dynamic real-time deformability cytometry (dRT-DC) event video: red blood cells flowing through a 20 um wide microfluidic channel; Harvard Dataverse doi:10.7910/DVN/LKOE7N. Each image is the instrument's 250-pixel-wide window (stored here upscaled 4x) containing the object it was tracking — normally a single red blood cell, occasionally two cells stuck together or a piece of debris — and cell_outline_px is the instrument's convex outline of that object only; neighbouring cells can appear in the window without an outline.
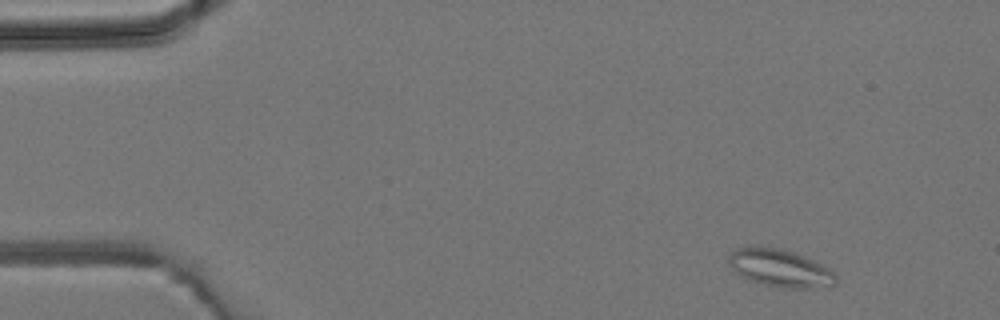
{"species": "common noctule bat (a hibernating species)", "species_latin": "Nyctalus noctula", "temperature_condition": "room temperature", "stored_images_in_passage": 6, "camera_frame_rate_fps": 3000, "um_per_image_px": 0.085, "animal": {"sex": "male", "body_mass_g": 19.2, "forearm_length_mm": 51.8}, "frame": {"image": 1, "passage_image": 1, "time_ms": 0.0, "image_size_px": [1000, 320], "cell_outline_px": [[836, 284], [812, 288], [784, 288], [748, 280], [740, 276], [728, 264], [728, 256], [736, 248], [748, 244], [756, 244], [780, 248], [804, 256], [828, 268], [836, 276]], "centroid_in_image_um": [66.22, 22.75], "position_along_channel_um": 18.8, "area_um2": 23.7}}
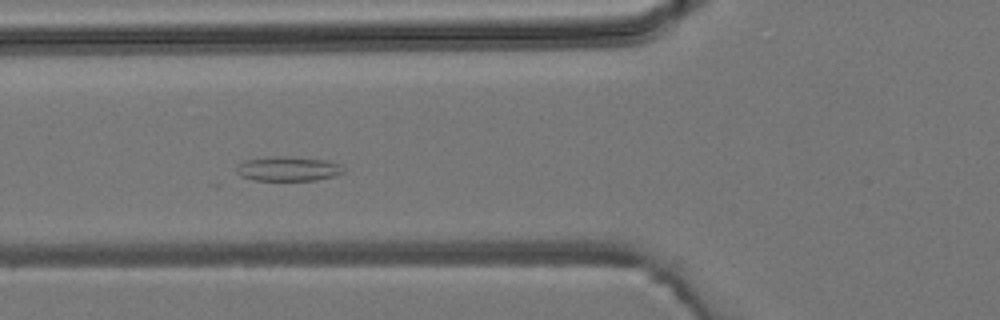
{"frame": {"image": 2, "passage_image": 4, "time_ms": 4.333, "image_size_px": [1000, 320], "cell_outline_px": [[344, 172], [332, 176], [316, 180], [256, 180], [240, 176], [236, 172], [236, 168], [244, 160], [276, 156], [328, 160], [340, 164], [344, 168]], "centroid_in_image_um": [24.49, 14.35], "position_along_channel_um": 101.3, "area_um2": 15.09}}
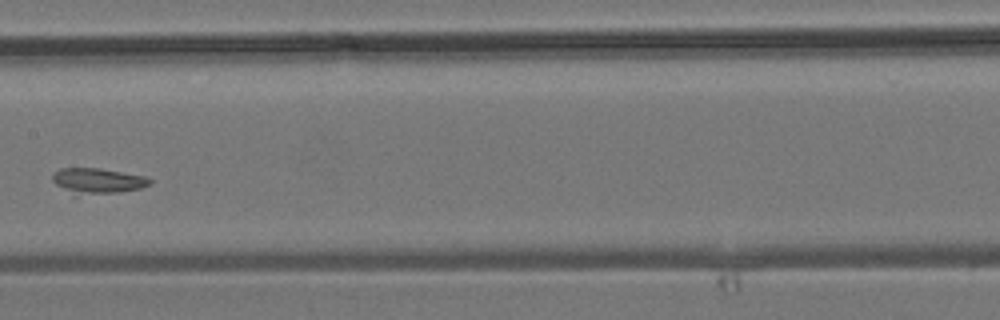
{"frame": {"image": 3, "passage_image": 6, "time_ms": 6.667, "image_size_px": [1000, 320], "cell_outline_px": [[152, 184], [140, 188], [120, 192], [76, 196], [72, 196], [56, 184], [52, 180], [52, 172], [60, 168], [100, 168], [144, 176], [152, 180]], "centroid_in_image_um": [8.24, 15.39], "position_along_channel_um": 199.2, "area_um2": 14.8}}